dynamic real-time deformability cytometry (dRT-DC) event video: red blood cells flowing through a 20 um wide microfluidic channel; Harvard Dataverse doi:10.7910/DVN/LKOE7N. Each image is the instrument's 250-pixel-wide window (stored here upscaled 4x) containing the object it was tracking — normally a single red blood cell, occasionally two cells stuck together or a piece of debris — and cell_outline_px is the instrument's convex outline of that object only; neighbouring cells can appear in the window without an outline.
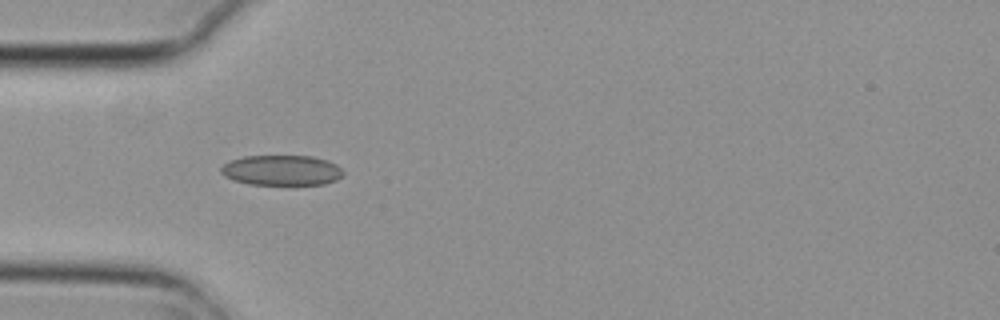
{"species": "common noctule bat (a hibernating species)", "species_latin": "Nyctalus noctula", "temperature_condition": "cold", "stored_images_in_passage": 5, "camera_frame_rate_fps": 3000, "um_per_image_px": 0.085, "animal": {"sex": "female", "body_mass_g": 29.2, "forearm_length_mm": 56.3}, "frame": {"image": 1, "passage_image": 4, "time_ms": 1.0, "image_size_px": [1000, 320], "cell_outline_px": [[344, 176], [336, 180], [324, 184], [248, 184], [232, 180], [224, 176], [220, 172], [220, 168], [224, 164], [232, 160], [244, 156], [312, 156], [328, 160], [336, 164], [344, 172]], "centroid_in_image_um": [23.95, 14.47], "position_along_channel_um": 61.1, "area_um2": 21.62}}
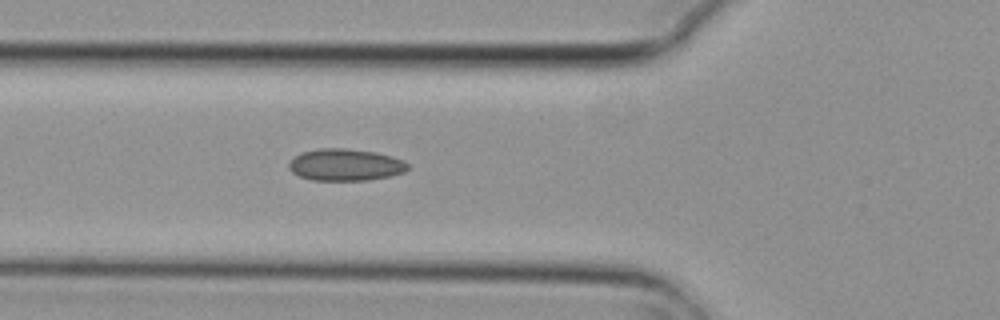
{"frame": {"image": 2, "passage_image": 5, "time_ms": 1.333, "image_size_px": [1000, 320], "cell_outline_px": [[408, 168], [404, 172], [392, 176], [368, 180], [312, 180], [300, 176], [292, 172], [288, 168], [288, 164], [296, 156], [304, 152], [320, 148], [344, 148], [376, 152], [392, 156], [404, 160], [408, 164]], "centroid_in_image_um": [29.39, 14.01], "position_along_channel_um": 96.4, "area_um2": 22.08}}